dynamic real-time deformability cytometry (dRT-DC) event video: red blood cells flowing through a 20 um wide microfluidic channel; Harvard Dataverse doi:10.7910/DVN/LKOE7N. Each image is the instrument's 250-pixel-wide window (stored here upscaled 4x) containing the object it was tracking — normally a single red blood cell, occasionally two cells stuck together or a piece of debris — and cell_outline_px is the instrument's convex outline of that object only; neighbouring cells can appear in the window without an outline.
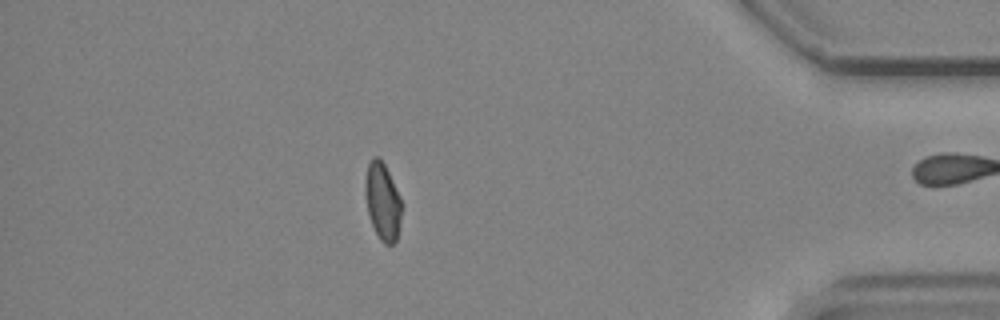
{"species": "common noctule bat (a hibernating species)", "species_latin": "Nyctalus noctula", "temperature_condition": "cold", "stored_images_in_passage": 55, "camera_frame_rate_fps": 3000, "um_per_image_px": 0.085, "animal": {"sex": "male", "body_mass_g": 19.2, "forearm_length_mm": 51.8}, "frame": {"image": 1, "passage_image": 47, "time_ms": 15.333, "image_size_px": [1000, 320], "cell_outline_px": [[404, 204], [400, 224], [396, 240], [392, 244], [384, 244], [380, 240], [372, 224], [368, 212], [364, 188], [364, 180], [368, 164], [372, 156], [376, 156], [384, 164]], "centroid_in_image_um": [32.53, 17.12], "position_along_channel_um": 402.7, "area_um2": 16.53}, "authors_computed_cell_mechanics": {"area_um2": 17.3978, "velocity_mm_per_s": 3.8173, "shape_relaxation_time_tau1_ms": null, "shape_relaxation_time_tau2_ms": 3.0726, "deformation_change_tau1": null, "deformation_change_tau2": 0.0706}}